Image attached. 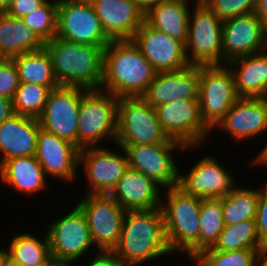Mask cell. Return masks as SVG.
Segmentation results:
<instances>
[{"mask_svg":"<svg viewBox=\"0 0 267 266\" xmlns=\"http://www.w3.org/2000/svg\"><path fill=\"white\" fill-rule=\"evenodd\" d=\"M112 252L122 266H141L174 255L167 244L160 207L126 211L119 243Z\"/></svg>","mask_w":267,"mask_h":266,"instance_id":"cell-1","label":"cell"},{"mask_svg":"<svg viewBox=\"0 0 267 266\" xmlns=\"http://www.w3.org/2000/svg\"><path fill=\"white\" fill-rule=\"evenodd\" d=\"M156 73L132 40L111 41L103 52L100 89L117 98L142 97Z\"/></svg>","mask_w":267,"mask_h":266,"instance_id":"cell-2","label":"cell"},{"mask_svg":"<svg viewBox=\"0 0 267 266\" xmlns=\"http://www.w3.org/2000/svg\"><path fill=\"white\" fill-rule=\"evenodd\" d=\"M45 48L59 85L100 89L103 79L102 47L54 37L45 43Z\"/></svg>","mask_w":267,"mask_h":266,"instance_id":"cell-3","label":"cell"},{"mask_svg":"<svg viewBox=\"0 0 267 266\" xmlns=\"http://www.w3.org/2000/svg\"><path fill=\"white\" fill-rule=\"evenodd\" d=\"M163 191L160 209L168 247L172 253L175 254L176 251L182 255L185 253L184 255L191 260L199 253V216L202 198L185 194L178 187Z\"/></svg>","mask_w":267,"mask_h":266,"instance_id":"cell-4","label":"cell"},{"mask_svg":"<svg viewBox=\"0 0 267 266\" xmlns=\"http://www.w3.org/2000/svg\"><path fill=\"white\" fill-rule=\"evenodd\" d=\"M118 98L102 89H89L82 95L77 126V147H99L103 141L115 144Z\"/></svg>","mask_w":267,"mask_h":266,"instance_id":"cell-5","label":"cell"},{"mask_svg":"<svg viewBox=\"0 0 267 266\" xmlns=\"http://www.w3.org/2000/svg\"><path fill=\"white\" fill-rule=\"evenodd\" d=\"M119 146L126 152L129 168L148 176L162 189L178 186V174L181 166H178L180 162L176 160L175 154H178L176 151L181 153L193 150L194 152L196 148H199L185 147L182 143L170 138L166 142L158 144Z\"/></svg>","mask_w":267,"mask_h":266,"instance_id":"cell-6","label":"cell"},{"mask_svg":"<svg viewBox=\"0 0 267 266\" xmlns=\"http://www.w3.org/2000/svg\"><path fill=\"white\" fill-rule=\"evenodd\" d=\"M194 5L188 20L187 59L190 65H223V22L201 0Z\"/></svg>","mask_w":267,"mask_h":266,"instance_id":"cell-7","label":"cell"},{"mask_svg":"<svg viewBox=\"0 0 267 266\" xmlns=\"http://www.w3.org/2000/svg\"><path fill=\"white\" fill-rule=\"evenodd\" d=\"M155 108L143 97L118 98L115 145L158 144L168 140Z\"/></svg>","mask_w":267,"mask_h":266,"instance_id":"cell-8","label":"cell"},{"mask_svg":"<svg viewBox=\"0 0 267 266\" xmlns=\"http://www.w3.org/2000/svg\"><path fill=\"white\" fill-rule=\"evenodd\" d=\"M238 99L227 64L200 65L198 101L203 122L211 132Z\"/></svg>","mask_w":267,"mask_h":266,"instance_id":"cell-9","label":"cell"},{"mask_svg":"<svg viewBox=\"0 0 267 266\" xmlns=\"http://www.w3.org/2000/svg\"><path fill=\"white\" fill-rule=\"evenodd\" d=\"M57 219L51 221L45 229L50 255L56 260L75 265L94 247L86 216L76 204L69 213Z\"/></svg>","mask_w":267,"mask_h":266,"instance_id":"cell-10","label":"cell"},{"mask_svg":"<svg viewBox=\"0 0 267 266\" xmlns=\"http://www.w3.org/2000/svg\"><path fill=\"white\" fill-rule=\"evenodd\" d=\"M77 205L84 212L95 252H112L118 245L126 210L109 194H84Z\"/></svg>","mask_w":267,"mask_h":266,"instance_id":"cell-11","label":"cell"},{"mask_svg":"<svg viewBox=\"0 0 267 266\" xmlns=\"http://www.w3.org/2000/svg\"><path fill=\"white\" fill-rule=\"evenodd\" d=\"M56 37L103 49L111 42L89 0H58Z\"/></svg>","mask_w":267,"mask_h":266,"instance_id":"cell-12","label":"cell"},{"mask_svg":"<svg viewBox=\"0 0 267 266\" xmlns=\"http://www.w3.org/2000/svg\"><path fill=\"white\" fill-rule=\"evenodd\" d=\"M158 121L168 138L185 147L203 146L211 137L200 113L199 101L177 99L155 107ZM206 141V142H205Z\"/></svg>","mask_w":267,"mask_h":266,"instance_id":"cell-13","label":"cell"},{"mask_svg":"<svg viewBox=\"0 0 267 266\" xmlns=\"http://www.w3.org/2000/svg\"><path fill=\"white\" fill-rule=\"evenodd\" d=\"M117 146V147H116ZM104 147H88L79 151V166L83 167L88 190L84 194H109L118 180L128 170V158L125 150ZM116 150H119L116 152ZM82 165V166H81Z\"/></svg>","mask_w":267,"mask_h":266,"instance_id":"cell-14","label":"cell"},{"mask_svg":"<svg viewBox=\"0 0 267 266\" xmlns=\"http://www.w3.org/2000/svg\"><path fill=\"white\" fill-rule=\"evenodd\" d=\"M86 90L66 85L52 89L38 117L40 127L77 146L79 108Z\"/></svg>","mask_w":267,"mask_h":266,"instance_id":"cell-15","label":"cell"},{"mask_svg":"<svg viewBox=\"0 0 267 266\" xmlns=\"http://www.w3.org/2000/svg\"><path fill=\"white\" fill-rule=\"evenodd\" d=\"M220 163L214 155L202 156L187 173L179 170L177 187L185 194L201 198L224 197L237 181L232 170Z\"/></svg>","mask_w":267,"mask_h":266,"instance_id":"cell-16","label":"cell"},{"mask_svg":"<svg viewBox=\"0 0 267 266\" xmlns=\"http://www.w3.org/2000/svg\"><path fill=\"white\" fill-rule=\"evenodd\" d=\"M223 65L267 50V27L256 12L240 15L222 24Z\"/></svg>","mask_w":267,"mask_h":266,"instance_id":"cell-17","label":"cell"},{"mask_svg":"<svg viewBox=\"0 0 267 266\" xmlns=\"http://www.w3.org/2000/svg\"><path fill=\"white\" fill-rule=\"evenodd\" d=\"M132 41L157 73L179 71L190 66L185 45L145 21L135 32Z\"/></svg>","mask_w":267,"mask_h":266,"instance_id":"cell-18","label":"cell"},{"mask_svg":"<svg viewBox=\"0 0 267 266\" xmlns=\"http://www.w3.org/2000/svg\"><path fill=\"white\" fill-rule=\"evenodd\" d=\"M80 149L55 134L40 128L37 137L35 157L42 166L46 177L75 181L77 179Z\"/></svg>","mask_w":267,"mask_h":266,"instance_id":"cell-19","label":"cell"},{"mask_svg":"<svg viewBox=\"0 0 267 266\" xmlns=\"http://www.w3.org/2000/svg\"><path fill=\"white\" fill-rule=\"evenodd\" d=\"M215 129L226 133L237 144L262 136L267 132L266 101L262 98H239Z\"/></svg>","mask_w":267,"mask_h":266,"instance_id":"cell-20","label":"cell"},{"mask_svg":"<svg viewBox=\"0 0 267 266\" xmlns=\"http://www.w3.org/2000/svg\"><path fill=\"white\" fill-rule=\"evenodd\" d=\"M200 65L174 72H158L142 96L153 108L183 99L198 101Z\"/></svg>","mask_w":267,"mask_h":266,"instance_id":"cell-21","label":"cell"},{"mask_svg":"<svg viewBox=\"0 0 267 266\" xmlns=\"http://www.w3.org/2000/svg\"><path fill=\"white\" fill-rule=\"evenodd\" d=\"M111 41L132 40L145 13L132 0H89Z\"/></svg>","mask_w":267,"mask_h":266,"instance_id":"cell-22","label":"cell"},{"mask_svg":"<svg viewBox=\"0 0 267 266\" xmlns=\"http://www.w3.org/2000/svg\"><path fill=\"white\" fill-rule=\"evenodd\" d=\"M161 190L151 178L128 168L109 195L126 211L150 210L160 207Z\"/></svg>","mask_w":267,"mask_h":266,"instance_id":"cell-23","label":"cell"},{"mask_svg":"<svg viewBox=\"0 0 267 266\" xmlns=\"http://www.w3.org/2000/svg\"><path fill=\"white\" fill-rule=\"evenodd\" d=\"M38 118L14 114L0 124V165L8 159L34 156L40 130Z\"/></svg>","mask_w":267,"mask_h":266,"instance_id":"cell-24","label":"cell"},{"mask_svg":"<svg viewBox=\"0 0 267 266\" xmlns=\"http://www.w3.org/2000/svg\"><path fill=\"white\" fill-rule=\"evenodd\" d=\"M0 180L13 192L25 196L44 192L48 187V178L35 155L5 160L0 165Z\"/></svg>","mask_w":267,"mask_h":266,"instance_id":"cell-25","label":"cell"},{"mask_svg":"<svg viewBox=\"0 0 267 266\" xmlns=\"http://www.w3.org/2000/svg\"><path fill=\"white\" fill-rule=\"evenodd\" d=\"M227 65L239 98H262L267 87V50L235 58Z\"/></svg>","mask_w":267,"mask_h":266,"instance_id":"cell-26","label":"cell"},{"mask_svg":"<svg viewBox=\"0 0 267 266\" xmlns=\"http://www.w3.org/2000/svg\"><path fill=\"white\" fill-rule=\"evenodd\" d=\"M190 0H168L150 8L144 21L154 29L164 32L184 45L188 39Z\"/></svg>","mask_w":267,"mask_h":266,"instance_id":"cell-27","label":"cell"},{"mask_svg":"<svg viewBox=\"0 0 267 266\" xmlns=\"http://www.w3.org/2000/svg\"><path fill=\"white\" fill-rule=\"evenodd\" d=\"M44 47L45 42L21 18L0 12V59H12Z\"/></svg>","mask_w":267,"mask_h":266,"instance_id":"cell-28","label":"cell"},{"mask_svg":"<svg viewBox=\"0 0 267 266\" xmlns=\"http://www.w3.org/2000/svg\"><path fill=\"white\" fill-rule=\"evenodd\" d=\"M20 83H32L54 89L59 86L54 74L52 61L46 48L26 52L12 58Z\"/></svg>","mask_w":267,"mask_h":266,"instance_id":"cell-29","label":"cell"},{"mask_svg":"<svg viewBox=\"0 0 267 266\" xmlns=\"http://www.w3.org/2000/svg\"><path fill=\"white\" fill-rule=\"evenodd\" d=\"M252 186L242 187L237 184L229 193L221 197L224 224H237L245 220L256 219L257 204L260 194Z\"/></svg>","mask_w":267,"mask_h":266,"instance_id":"cell-30","label":"cell"},{"mask_svg":"<svg viewBox=\"0 0 267 266\" xmlns=\"http://www.w3.org/2000/svg\"><path fill=\"white\" fill-rule=\"evenodd\" d=\"M36 236L33 232H18L8 241V257L22 266H38L46 262L51 257L47 233L43 239Z\"/></svg>","mask_w":267,"mask_h":266,"instance_id":"cell-31","label":"cell"},{"mask_svg":"<svg viewBox=\"0 0 267 266\" xmlns=\"http://www.w3.org/2000/svg\"><path fill=\"white\" fill-rule=\"evenodd\" d=\"M257 230L256 219L226 225L218 240L210 248L213 251L263 250Z\"/></svg>","mask_w":267,"mask_h":266,"instance_id":"cell-32","label":"cell"},{"mask_svg":"<svg viewBox=\"0 0 267 266\" xmlns=\"http://www.w3.org/2000/svg\"><path fill=\"white\" fill-rule=\"evenodd\" d=\"M199 252L211 248L225 224L221 198H202L200 209Z\"/></svg>","mask_w":267,"mask_h":266,"instance_id":"cell-33","label":"cell"},{"mask_svg":"<svg viewBox=\"0 0 267 266\" xmlns=\"http://www.w3.org/2000/svg\"><path fill=\"white\" fill-rule=\"evenodd\" d=\"M52 89L48 86L20 83L12 102L16 114L38 118L48 100Z\"/></svg>","mask_w":267,"mask_h":266,"instance_id":"cell-34","label":"cell"},{"mask_svg":"<svg viewBox=\"0 0 267 266\" xmlns=\"http://www.w3.org/2000/svg\"><path fill=\"white\" fill-rule=\"evenodd\" d=\"M262 250L200 251L190 261L195 266H258Z\"/></svg>","mask_w":267,"mask_h":266,"instance_id":"cell-35","label":"cell"},{"mask_svg":"<svg viewBox=\"0 0 267 266\" xmlns=\"http://www.w3.org/2000/svg\"><path fill=\"white\" fill-rule=\"evenodd\" d=\"M45 43L56 37L58 0H47L41 7L21 18Z\"/></svg>","mask_w":267,"mask_h":266,"instance_id":"cell-36","label":"cell"},{"mask_svg":"<svg viewBox=\"0 0 267 266\" xmlns=\"http://www.w3.org/2000/svg\"><path fill=\"white\" fill-rule=\"evenodd\" d=\"M222 22L256 11L257 0H201Z\"/></svg>","mask_w":267,"mask_h":266,"instance_id":"cell-37","label":"cell"},{"mask_svg":"<svg viewBox=\"0 0 267 266\" xmlns=\"http://www.w3.org/2000/svg\"><path fill=\"white\" fill-rule=\"evenodd\" d=\"M20 80L12 59H0V96L13 99Z\"/></svg>","mask_w":267,"mask_h":266,"instance_id":"cell-38","label":"cell"},{"mask_svg":"<svg viewBox=\"0 0 267 266\" xmlns=\"http://www.w3.org/2000/svg\"><path fill=\"white\" fill-rule=\"evenodd\" d=\"M260 187L257 204L256 225L261 244L267 247V182Z\"/></svg>","mask_w":267,"mask_h":266,"instance_id":"cell-39","label":"cell"},{"mask_svg":"<svg viewBox=\"0 0 267 266\" xmlns=\"http://www.w3.org/2000/svg\"><path fill=\"white\" fill-rule=\"evenodd\" d=\"M46 1L47 0H13L5 13L14 18H22L41 7Z\"/></svg>","mask_w":267,"mask_h":266,"instance_id":"cell-40","label":"cell"},{"mask_svg":"<svg viewBox=\"0 0 267 266\" xmlns=\"http://www.w3.org/2000/svg\"><path fill=\"white\" fill-rule=\"evenodd\" d=\"M91 259L85 266H122L113 252L98 251Z\"/></svg>","mask_w":267,"mask_h":266,"instance_id":"cell-41","label":"cell"},{"mask_svg":"<svg viewBox=\"0 0 267 266\" xmlns=\"http://www.w3.org/2000/svg\"><path fill=\"white\" fill-rule=\"evenodd\" d=\"M14 114L12 99L0 96V124Z\"/></svg>","mask_w":267,"mask_h":266,"instance_id":"cell-42","label":"cell"},{"mask_svg":"<svg viewBox=\"0 0 267 266\" xmlns=\"http://www.w3.org/2000/svg\"><path fill=\"white\" fill-rule=\"evenodd\" d=\"M265 145L263 147H261L262 149L259 150V153L252 158L251 161V166H262V167H267V141L264 143Z\"/></svg>","mask_w":267,"mask_h":266,"instance_id":"cell-43","label":"cell"},{"mask_svg":"<svg viewBox=\"0 0 267 266\" xmlns=\"http://www.w3.org/2000/svg\"><path fill=\"white\" fill-rule=\"evenodd\" d=\"M256 15L267 27V0H257Z\"/></svg>","mask_w":267,"mask_h":266,"instance_id":"cell-44","label":"cell"},{"mask_svg":"<svg viewBox=\"0 0 267 266\" xmlns=\"http://www.w3.org/2000/svg\"><path fill=\"white\" fill-rule=\"evenodd\" d=\"M132 1H134L138 5V7L144 13H146L153 6L159 5L160 3L168 0H132Z\"/></svg>","mask_w":267,"mask_h":266,"instance_id":"cell-45","label":"cell"},{"mask_svg":"<svg viewBox=\"0 0 267 266\" xmlns=\"http://www.w3.org/2000/svg\"><path fill=\"white\" fill-rule=\"evenodd\" d=\"M38 266H74V265L66 261L56 260L54 257L51 256L46 262Z\"/></svg>","mask_w":267,"mask_h":266,"instance_id":"cell-46","label":"cell"},{"mask_svg":"<svg viewBox=\"0 0 267 266\" xmlns=\"http://www.w3.org/2000/svg\"><path fill=\"white\" fill-rule=\"evenodd\" d=\"M258 266H267V247H265L260 253Z\"/></svg>","mask_w":267,"mask_h":266,"instance_id":"cell-47","label":"cell"},{"mask_svg":"<svg viewBox=\"0 0 267 266\" xmlns=\"http://www.w3.org/2000/svg\"><path fill=\"white\" fill-rule=\"evenodd\" d=\"M13 0H0V12H5Z\"/></svg>","mask_w":267,"mask_h":266,"instance_id":"cell-48","label":"cell"},{"mask_svg":"<svg viewBox=\"0 0 267 266\" xmlns=\"http://www.w3.org/2000/svg\"><path fill=\"white\" fill-rule=\"evenodd\" d=\"M7 249L5 248H0V266H3L6 257H7Z\"/></svg>","mask_w":267,"mask_h":266,"instance_id":"cell-49","label":"cell"},{"mask_svg":"<svg viewBox=\"0 0 267 266\" xmlns=\"http://www.w3.org/2000/svg\"><path fill=\"white\" fill-rule=\"evenodd\" d=\"M3 266H22V265L18 262L13 261L7 256Z\"/></svg>","mask_w":267,"mask_h":266,"instance_id":"cell-50","label":"cell"},{"mask_svg":"<svg viewBox=\"0 0 267 266\" xmlns=\"http://www.w3.org/2000/svg\"><path fill=\"white\" fill-rule=\"evenodd\" d=\"M262 99L265 100L266 103H267V87H266L265 92H264V94L262 96Z\"/></svg>","mask_w":267,"mask_h":266,"instance_id":"cell-51","label":"cell"}]
</instances>
